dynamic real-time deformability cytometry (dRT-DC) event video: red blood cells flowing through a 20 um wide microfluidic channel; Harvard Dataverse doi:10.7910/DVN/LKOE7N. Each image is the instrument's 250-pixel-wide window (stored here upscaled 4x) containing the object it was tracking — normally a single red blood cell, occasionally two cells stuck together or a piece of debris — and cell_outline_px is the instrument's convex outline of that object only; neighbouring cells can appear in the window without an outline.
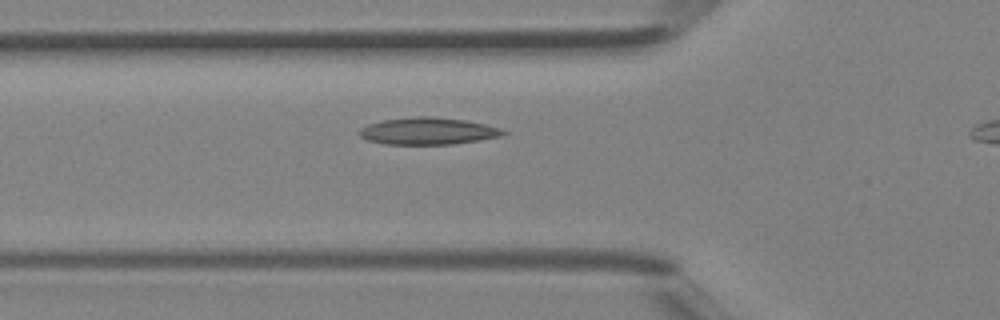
{"species": "Egyptian fruit bat (a non-hibernating species)", "species_latin": "Rousettus aegyptiacus", "temperature_condition": "room temperature", "stored_images_in_passage": 31, "camera_frame_rate_fps": 3000, "um_per_image_px": 0.085, "animal": {"sex": "female"}, "frame": {"image": 1, "passage_image": 9, "time_ms": 2.667, "image_size_px": [1000, 320], "cell_outline_px": [[508, 132], [504, 136], [480, 140], [452, 144], [384, 144], [368, 140], [360, 136], [360, 128], [368, 124], [384, 120], [416, 116], [432, 116], [464, 120], [484, 124], [500, 128]], "centroid_in_image_um": [36.41, 11.14], "position_along_channel_um": 89.4, "area_um2": 22.6}}
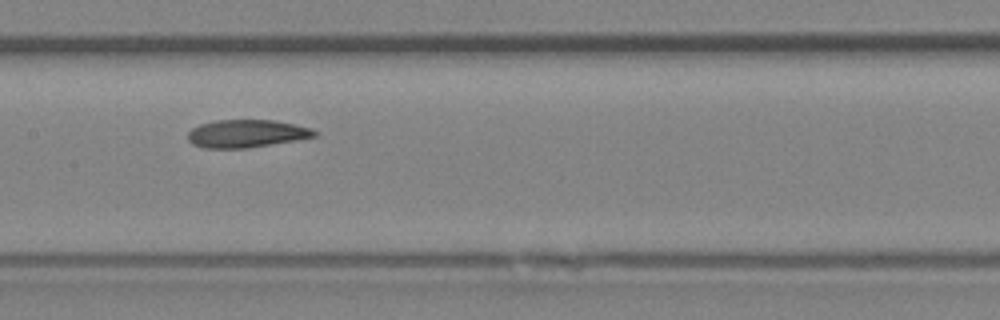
{"frame": {"image": 2, "passage_image": 15, "time_ms": 4.667, "image_size_px": [1000, 320], "cell_outline_px": [[316, 136], [296, 140], [248, 148], [204, 148], [192, 144], [188, 140], [188, 132], [192, 128], [200, 124], [216, 120], [276, 120], [312, 128], [316, 132]], "centroid_in_image_um": [20.94, 11.35], "position_along_channel_um": 186.5, "area_um2": 20.52}}
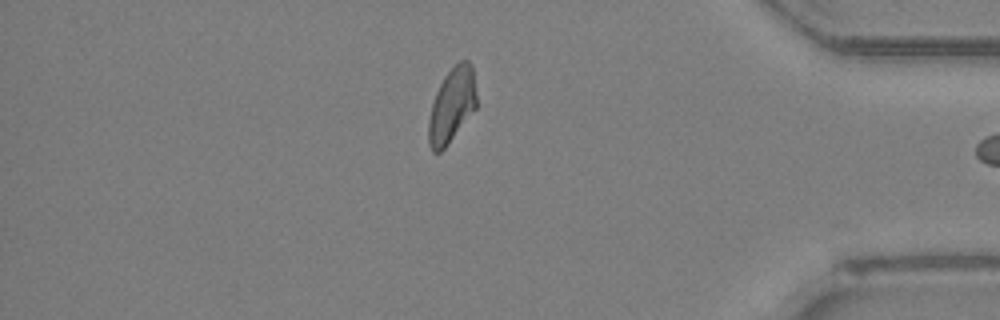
{"frame": {"image": 3, "passage_image": 30, "time_ms": 9.667, "image_size_px": [1000, 320], "cell_outline_px": [[476, 108], [448, 144], [440, 152], [432, 152], [428, 144], [428, 120], [432, 104], [436, 92], [444, 76], [460, 60], [468, 60], [472, 64], [476, 96]], "centroid_in_image_um": [38.39, 8.96], "position_along_channel_um": 396.8, "area_um2": 20.75}}